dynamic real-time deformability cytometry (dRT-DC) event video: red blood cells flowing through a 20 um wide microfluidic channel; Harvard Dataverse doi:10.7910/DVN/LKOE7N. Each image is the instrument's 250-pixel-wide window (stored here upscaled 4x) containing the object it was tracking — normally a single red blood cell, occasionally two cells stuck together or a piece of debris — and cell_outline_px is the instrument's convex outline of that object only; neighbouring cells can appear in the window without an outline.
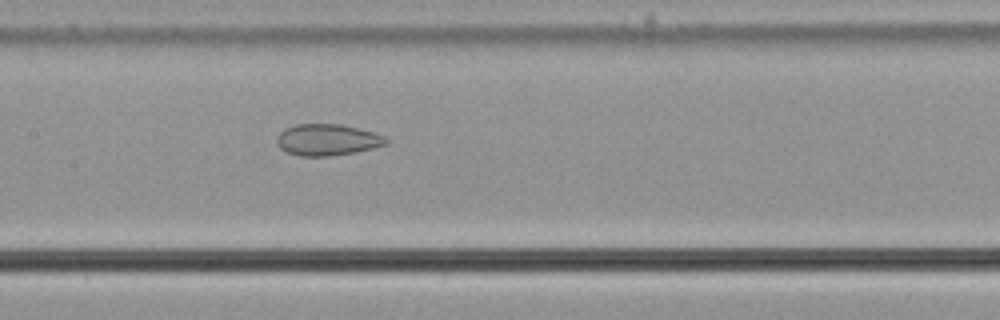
{"species": "common noctule bat (a hibernating species)", "species_latin": "Nyctalus noctula", "temperature_condition": "cold", "stored_images_in_passage": 56, "camera_frame_rate_fps": 3000, "um_per_image_px": 0.085, "animal": {"sex": "male", "body_mass_g": 21.5, "forearm_length_mm": 52.0}, "frame": {"image": 1, "passage_image": 27, "time_ms": 8.667, "image_size_px": [1000, 320], "cell_outline_px": [[388, 144], [372, 148], [352, 152], [328, 156], [300, 156], [288, 152], [280, 148], [276, 140], [276, 136], [284, 128], [296, 124], [340, 124], [376, 132], [384, 136], [388, 140]], "centroid_in_image_um": [27.81, 11.87], "position_along_channel_um": 179.6, "area_um2": 20.0}}
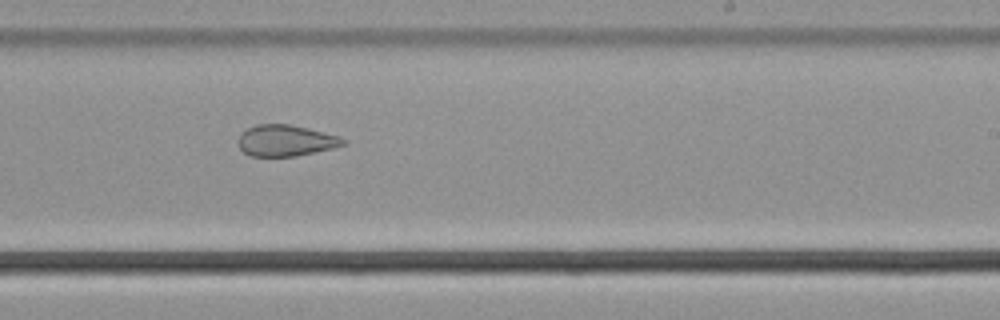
{"frame": {"image": 2, "passage_image": 34, "time_ms": 11.0, "image_size_px": [1000, 320], "cell_outline_px": [[348, 140], [344, 144], [332, 148], [296, 156], [248, 156], [240, 148], [236, 140], [248, 128], [256, 124], [288, 124], [308, 128], [340, 136]], "centroid_in_image_um": [24.28, 11.95], "position_along_channel_um": 264.7, "area_um2": 19.07}}
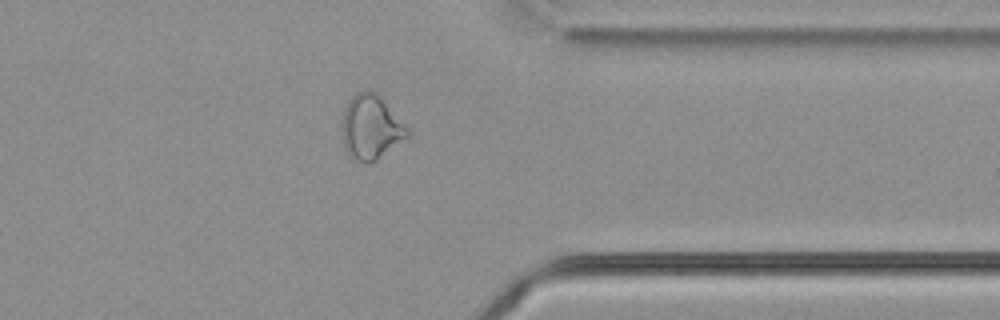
{"frame": {"image": 3, "passage_image": 44, "time_ms": 14.333, "image_size_px": [1000, 320], "cell_outline_px": [[412, 136], [376, 160], [356, 160], [348, 152], [344, 144], [344, 108], [348, 100], [356, 92], [364, 88], [368, 88], [376, 92], [412, 132]], "centroid_in_image_um": [31.6, 10.76], "position_along_channel_um": 379.8, "area_um2": 24.28}, "authors_computed_cell_mechanics": {"area_um2": 25.6632, "velocity_mm_per_s": 3.6713, "shape_relaxation_time_tau1_ms": null, "shape_relaxation_time_tau2_ms": 2.3817, "deformation_change_tau1": null, "deformation_change_tau2": 0.0876}}